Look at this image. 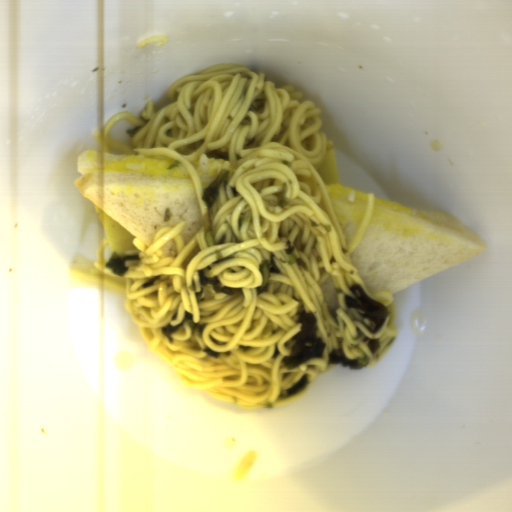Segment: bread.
Returning a JSON list of instances; mask_svg holds the SVG:
<instances>
[{"mask_svg": "<svg viewBox=\"0 0 512 512\" xmlns=\"http://www.w3.org/2000/svg\"><path fill=\"white\" fill-rule=\"evenodd\" d=\"M327 200L347 243L352 242L365 213L369 194L342 184H323Z\"/></svg>", "mask_w": 512, "mask_h": 512, "instance_id": "b6be36c0", "label": "bread"}, {"mask_svg": "<svg viewBox=\"0 0 512 512\" xmlns=\"http://www.w3.org/2000/svg\"><path fill=\"white\" fill-rule=\"evenodd\" d=\"M457 217L375 196L370 222L350 255L369 294L392 295L484 252Z\"/></svg>", "mask_w": 512, "mask_h": 512, "instance_id": "cb027b5d", "label": "bread"}, {"mask_svg": "<svg viewBox=\"0 0 512 512\" xmlns=\"http://www.w3.org/2000/svg\"><path fill=\"white\" fill-rule=\"evenodd\" d=\"M73 184L144 246L165 228L184 222L189 243L203 222L185 165L166 156L83 151Z\"/></svg>", "mask_w": 512, "mask_h": 512, "instance_id": "8d2b1439", "label": "bread"}]
</instances>
